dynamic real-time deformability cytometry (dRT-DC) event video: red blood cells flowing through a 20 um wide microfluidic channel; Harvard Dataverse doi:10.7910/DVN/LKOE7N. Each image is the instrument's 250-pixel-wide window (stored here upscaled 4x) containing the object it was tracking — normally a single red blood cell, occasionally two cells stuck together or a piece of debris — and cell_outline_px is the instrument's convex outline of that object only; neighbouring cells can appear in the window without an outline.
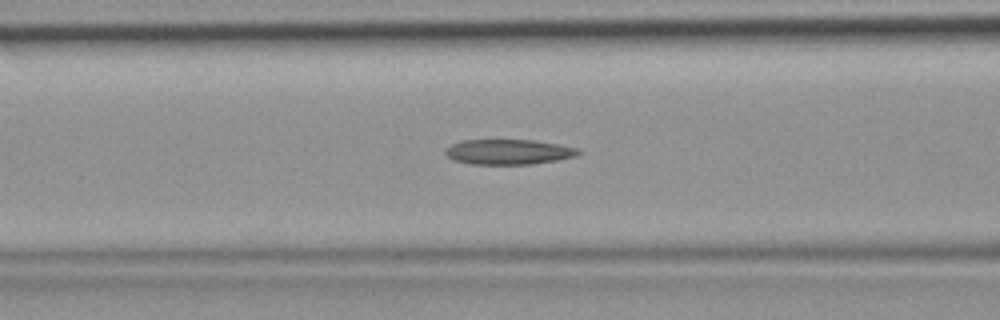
{"species": "common noctule bat (a hibernating species)", "species_latin": "Nyctalus noctula", "temperature_condition": "room temperature", "stored_images_in_passage": 42, "camera_frame_rate_fps": 3000, "um_per_image_px": 0.085, "animal": {"sex": "female", "body_mass_g": 19.9}, "frame": {"image": 1, "passage_image": 15, "time_ms": 4.667, "image_size_px": [1000, 320], "cell_outline_px": [[580, 152], [576, 156], [556, 160], [532, 164], [472, 164], [452, 160], [444, 152], [452, 144], [460, 140], [536, 140], [560, 144], [580, 148]], "centroid_in_image_um": [43.25, 12.9], "position_along_channel_um": 123.4, "area_um2": 19.54}}
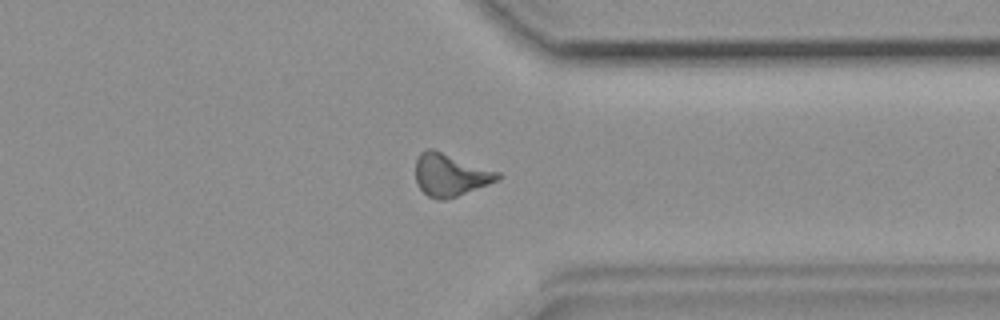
{"frame": {"image": 2, "passage_image": 32, "time_ms": 10.333, "image_size_px": [1000, 320], "cell_outline_px": [[504, 176], [500, 180], [456, 196], [444, 200], [440, 200], [428, 196], [420, 188], [416, 180], [416, 160], [420, 152], [428, 148], [432, 148], [500, 172]], "centroid_in_image_um": [38.3, 14.85], "position_along_channel_um": 373.1, "area_um2": 20.35}}
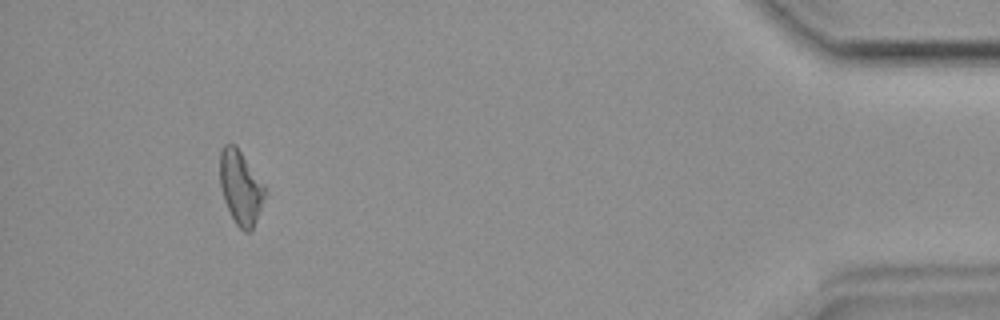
{"frame": {"image": 3, "passage_image": 39, "time_ms": 12.667, "image_size_px": [1000, 320], "cell_outline_px": [[268, 188], [252, 232], [244, 232], [236, 224], [224, 200], [220, 184], [220, 148], [224, 144], [236, 144]], "centroid_in_image_um": [20.48, 15.91], "position_along_channel_um": 414.7, "area_um2": 19.71}}